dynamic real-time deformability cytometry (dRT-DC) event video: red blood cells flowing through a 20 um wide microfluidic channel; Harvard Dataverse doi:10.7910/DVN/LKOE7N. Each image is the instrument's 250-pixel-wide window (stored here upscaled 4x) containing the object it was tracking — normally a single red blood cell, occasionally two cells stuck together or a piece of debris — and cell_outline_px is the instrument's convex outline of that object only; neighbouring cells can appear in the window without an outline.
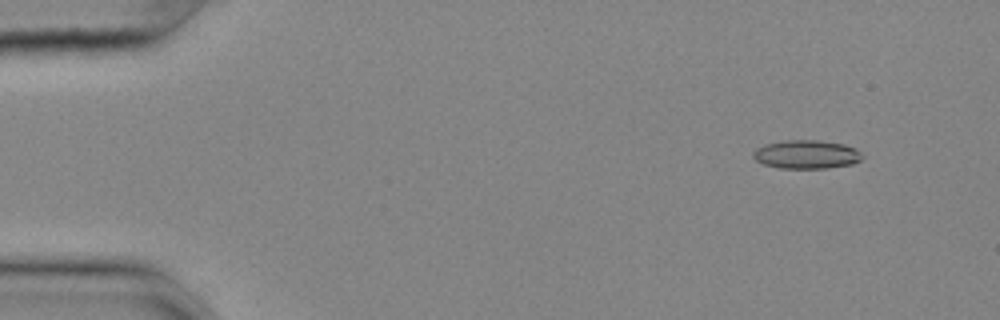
{"species": "common noctule bat (a hibernating species)", "species_latin": "Nyctalus noctula", "temperature_condition": "cold", "stored_images_in_passage": 56, "camera_frame_rate_fps": 3000, "um_per_image_px": 0.085, "animal": {"sex": "female", "body_mass_g": 25.1}, "frame": {"image": 1, "passage_image": 6, "time_ms": 1.667, "image_size_px": [1000, 320], "cell_outline_px": [[864, 156], [860, 160], [852, 164], [828, 168], [780, 168], [764, 164], [756, 160], [752, 156], [752, 152], [756, 148], [764, 144], [784, 140], [816, 140], [844, 144], [856, 148]], "centroid_in_image_um": [68.54, 13.12], "position_along_channel_um": 16.5, "area_um2": 18.26}}
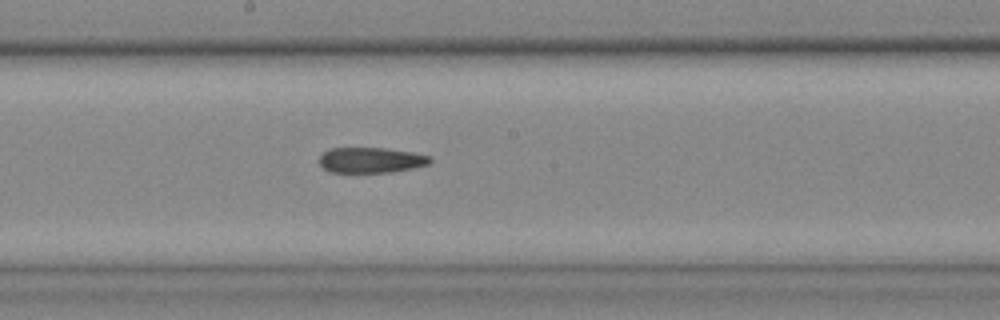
{"frame": {"image": 2, "passage_image": 31, "time_ms": 10.0, "image_size_px": [1000, 320], "cell_outline_px": [[432, 160], [428, 164], [412, 168], [392, 172], [328, 172], [320, 164], [320, 156], [328, 148], [384, 148], [412, 152], [432, 156]], "centroid_in_image_um": [31.53, 13.6], "position_along_channel_um": 216.7, "area_um2": 16.42}}
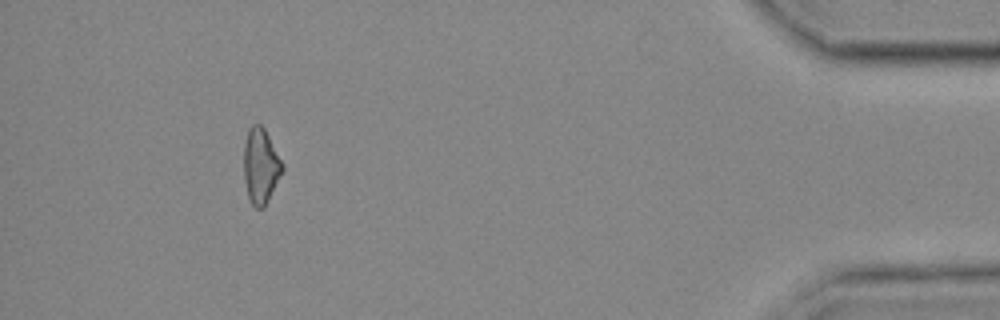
{"frame": {"image": 3, "passage_image": 52, "time_ms": 17.0, "image_size_px": [1000, 320], "cell_outline_px": [[284, 168], [264, 208], [256, 208], [248, 200], [244, 180], [244, 144], [248, 128], [252, 124], [260, 124], [264, 128], [284, 164]], "centroid_in_image_um": [22.14, 14.1], "position_along_channel_um": 413.1, "area_um2": 16.99}}